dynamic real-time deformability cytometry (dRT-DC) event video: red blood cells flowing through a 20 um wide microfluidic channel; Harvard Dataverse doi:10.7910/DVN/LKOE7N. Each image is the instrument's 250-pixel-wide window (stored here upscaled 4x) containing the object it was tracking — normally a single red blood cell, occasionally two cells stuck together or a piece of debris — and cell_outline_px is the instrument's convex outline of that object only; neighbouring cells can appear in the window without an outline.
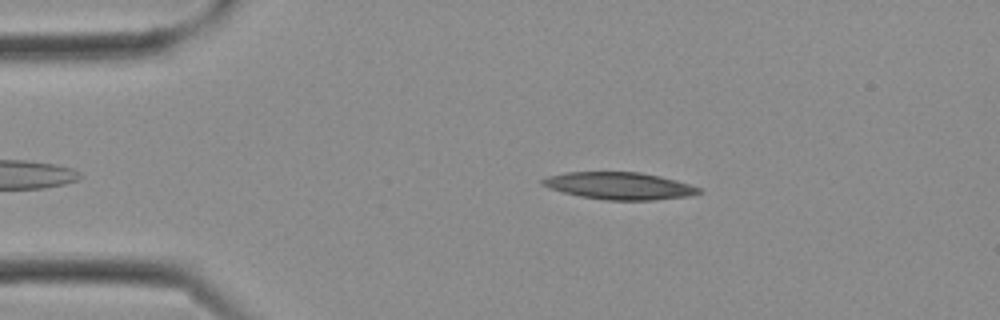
{"species": "Egyptian fruit bat (a non-hibernating species)", "species_latin": "Rousettus aegyptiacus", "temperature_condition": "cold", "stored_images_in_passage": 13, "camera_frame_rate_fps": 3000, "um_per_image_px": 0.085, "frame": {"image": 1, "passage_image": 5, "time_ms": 1.333, "image_size_px": [1000, 320], "cell_outline_px": [[704, 192], [692, 196], [652, 200], [604, 200], [580, 196], [564, 192], [540, 184], [540, 180], [548, 176], [564, 172], [640, 172], [660, 176], [676, 180], [700, 188]], "centroid_in_image_um": [52.67, 15.79], "position_along_channel_um": 32.3, "area_um2": 24.8}}
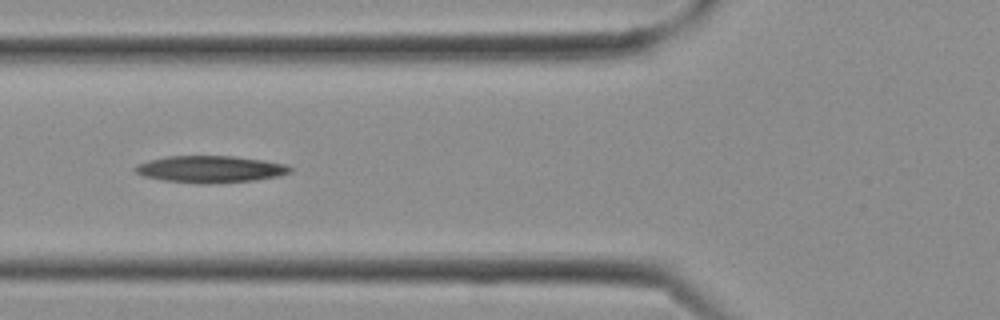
{"frame": {"image": 2, "passage_image": 10, "time_ms": 3.0, "image_size_px": [1000, 320], "cell_outline_px": [[292, 172], [280, 176], [256, 180], [208, 184], [200, 184], [164, 180], [144, 176], [136, 172], [132, 168], [136, 164], [148, 160], [168, 156], [232, 156], [264, 160], [288, 164], [292, 168]], "centroid_in_image_um": [17.9, 14.38], "position_along_channel_um": 107.9, "area_um2": 24.51}}
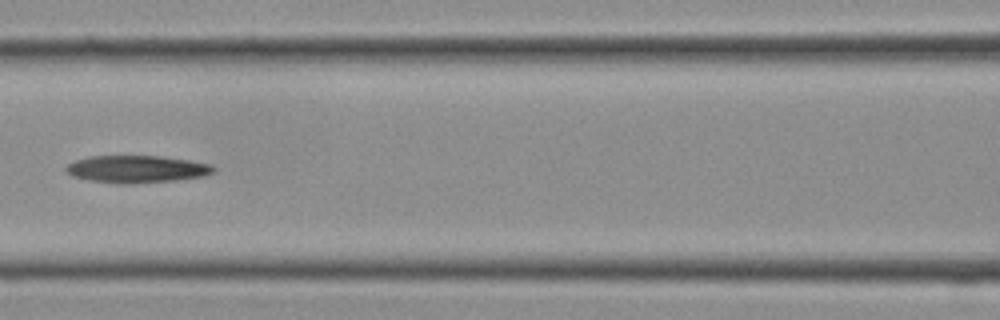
{"frame": {"image": 3, "passage_image": 12, "time_ms": 3.667, "image_size_px": [1000, 320], "cell_outline_px": [[216, 172], [204, 176], [176, 180], [128, 184], [88, 180], [72, 176], [64, 168], [68, 164], [76, 160], [88, 156], [160, 156], [188, 160], [212, 164], [216, 168]], "centroid_in_image_um": [11.65, 14.37], "position_along_channel_um": 154.9, "area_um2": 23.47}}